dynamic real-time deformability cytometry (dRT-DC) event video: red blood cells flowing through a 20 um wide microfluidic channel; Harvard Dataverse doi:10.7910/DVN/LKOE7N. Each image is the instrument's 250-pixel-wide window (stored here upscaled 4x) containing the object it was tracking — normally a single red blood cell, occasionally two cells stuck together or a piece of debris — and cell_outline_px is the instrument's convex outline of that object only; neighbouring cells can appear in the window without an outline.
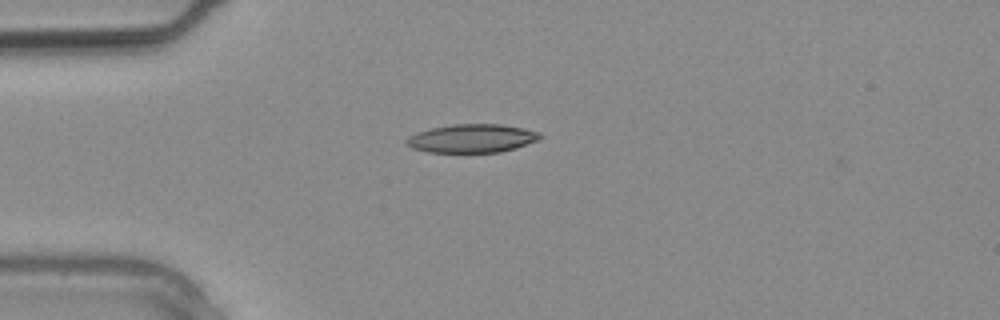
{"species": "common noctule bat (a hibernating species)", "species_latin": "Nyctalus noctula", "temperature_condition": "warm", "stored_images_in_passage": 1, "camera_frame_rate_fps": 3000, "um_per_image_px": 0.085, "animal": {"sex": "male", "body_mass_g": 20.4}, "frame": {"image": 1, "passage_image": 1, "time_ms": 0.0, "image_size_px": [1000, 320], "cell_outline_px": [[544, 136], [536, 140], [516, 148], [500, 152], [428, 152], [412, 148], [404, 140], [408, 136], [416, 132], [432, 128], [452, 124], [504, 124], [524, 128], [540, 132]], "centroid_in_image_um": [40.12, 11.75], "position_along_channel_um": 44.9, "area_um2": 22.2}}